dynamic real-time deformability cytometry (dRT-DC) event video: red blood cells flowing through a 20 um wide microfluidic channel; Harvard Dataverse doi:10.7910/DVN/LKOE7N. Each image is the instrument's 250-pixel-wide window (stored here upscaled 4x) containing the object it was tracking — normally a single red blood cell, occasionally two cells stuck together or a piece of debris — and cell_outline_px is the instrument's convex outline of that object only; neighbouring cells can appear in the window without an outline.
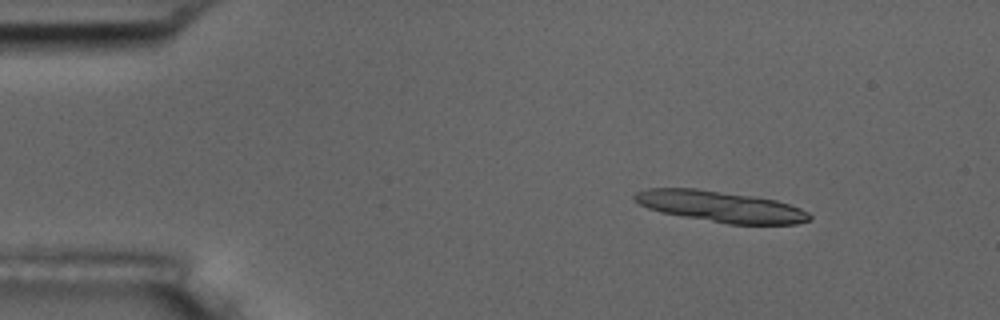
{"species": "common noctule bat (a hibernating species)", "species_latin": "Nyctalus noctula", "temperature_condition": "room temperature", "stored_images_in_passage": 6, "camera_frame_rate_fps": 3000, "um_per_image_px": 0.085, "animal": {"sex": "male", "body_mass_g": 17.5, "forearm_length_mm": 52.3}, "frame": {"image": 1, "passage_image": 2, "time_ms": 2.0, "image_size_px": [1000, 320], "cell_outline_px": [[812, 216], [808, 220], [796, 224], [728, 224], [660, 212], [648, 208], [632, 200], [632, 196], [636, 192], [648, 188], [696, 188], [752, 196], [776, 200], [800, 208], [808, 212]], "centroid_in_image_um": [61.21, 17.55], "position_along_channel_um": 23.8, "area_um2": 31.5}}
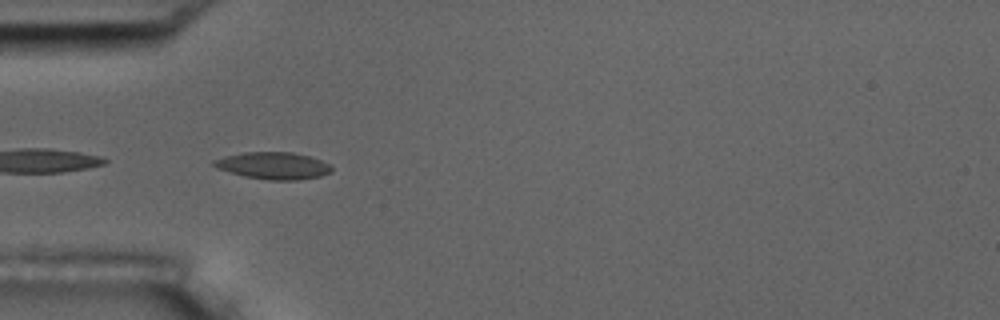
{"frame": {"image": 2, "passage_image": 5, "time_ms": 5.333, "image_size_px": [1000, 320], "cell_outline_px": [[332, 172], [320, 176], [300, 180], [268, 180], [244, 176], [216, 168], [212, 164], [212, 160], [224, 156], [244, 152], [292, 152], [308, 156], [320, 160], [328, 164], [332, 168]], "centroid_in_image_um": [23.21, 14.08], "position_along_channel_um": 61.8, "area_um2": 18.55}}